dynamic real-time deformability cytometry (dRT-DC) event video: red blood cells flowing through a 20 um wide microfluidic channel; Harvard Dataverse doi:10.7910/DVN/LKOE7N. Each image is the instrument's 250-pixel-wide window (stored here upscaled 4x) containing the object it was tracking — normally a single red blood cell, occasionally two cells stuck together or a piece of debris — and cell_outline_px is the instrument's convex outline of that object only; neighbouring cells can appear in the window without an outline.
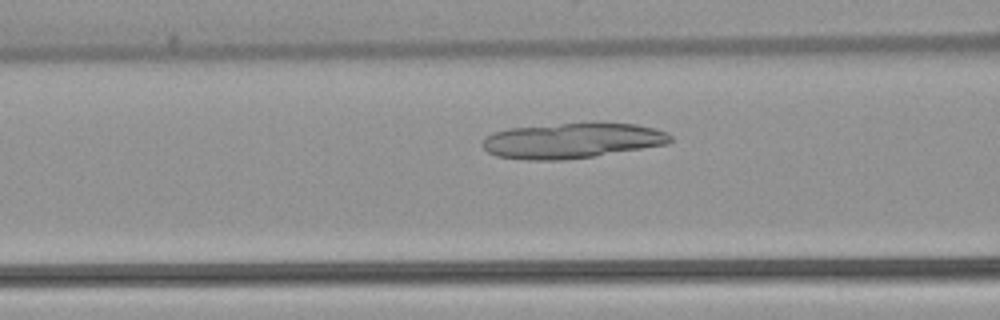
{"species": "common noctule bat (a hibernating species)", "species_latin": "Nyctalus noctula", "temperature_condition": "warm", "stored_images_in_passage": 19, "camera_frame_rate_fps": 3000, "um_per_image_px": 0.085, "animal": {"sex": "female", "body_mass_g": 22.7, "forearm_length_mm": 54.2}, "frame": {"image": 1, "passage_image": 5, "time_ms": 1.333, "image_size_px": [1000, 320], "cell_outline_px": [[672, 140], [668, 144], [592, 156], [564, 160], [528, 160], [496, 156], [488, 152], [484, 148], [484, 140], [488, 136], [496, 132], [508, 128], [560, 124], [636, 124], [656, 128], [668, 132], [672, 136]], "centroid_in_image_um": [48.66, 11.96], "position_along_channel_um": 117.9, "area_um2": 38.03}}
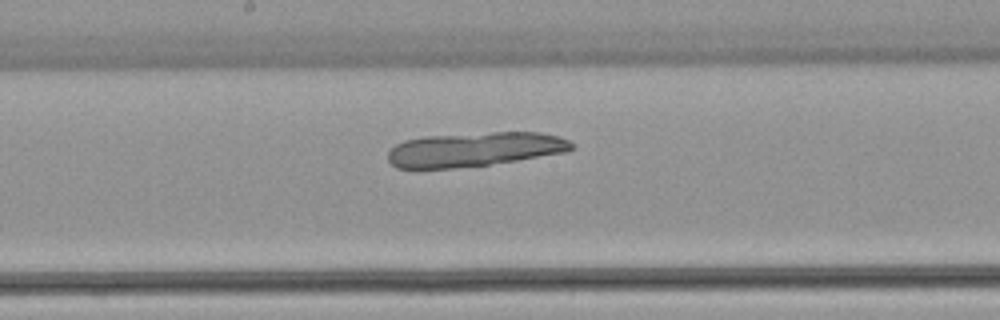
{"frame": {"image": 2, "passage_image": 12, "time_ms": 3.667, "image_size_px": [1000, 320], "cell_outline_px": [[576, 148], [568, 152], [516, 160], [488, 164], [452, 168], [396, 168], [388, 160], [388, 152], [396, 144], [404, 140], [424, 136], [492, 132], [540, 132], [560, 136], [576, 144]], "centroid_in_image_um": [40.38, 12.68], "position_along_channel_um": 207.8, "area_um2": 36.82}}
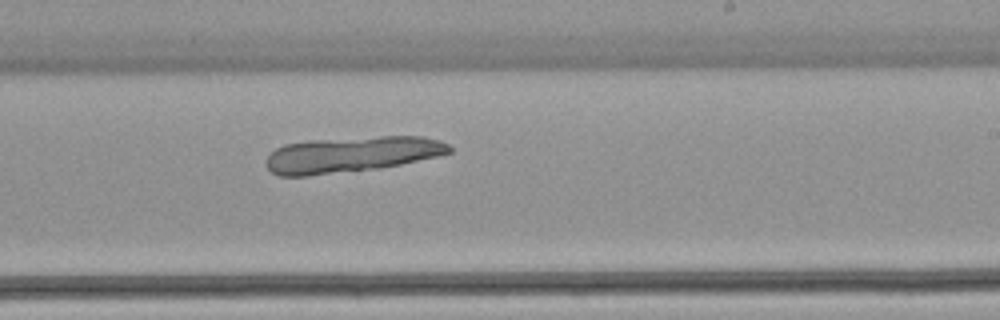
{"frame": {"image": 3, "passage_image": 16, "time_ms": 5.0, "image_size_px": [1000, 320], "cell_outline_px": [[452, 152], [436, 156], [400, 164], [380, 168], [308, 176], [280, 176], [272, 172], [268, 168], [264, 160], [276, 148], [284, 144], [308, 140], [380, 136], [424, 136], [440, 140], [448, 144], [452, 148]], "centroid_in_image_um": [29.86, 13.12], "position_along_channel_um": 259.1, "area_um2": 38.38}}